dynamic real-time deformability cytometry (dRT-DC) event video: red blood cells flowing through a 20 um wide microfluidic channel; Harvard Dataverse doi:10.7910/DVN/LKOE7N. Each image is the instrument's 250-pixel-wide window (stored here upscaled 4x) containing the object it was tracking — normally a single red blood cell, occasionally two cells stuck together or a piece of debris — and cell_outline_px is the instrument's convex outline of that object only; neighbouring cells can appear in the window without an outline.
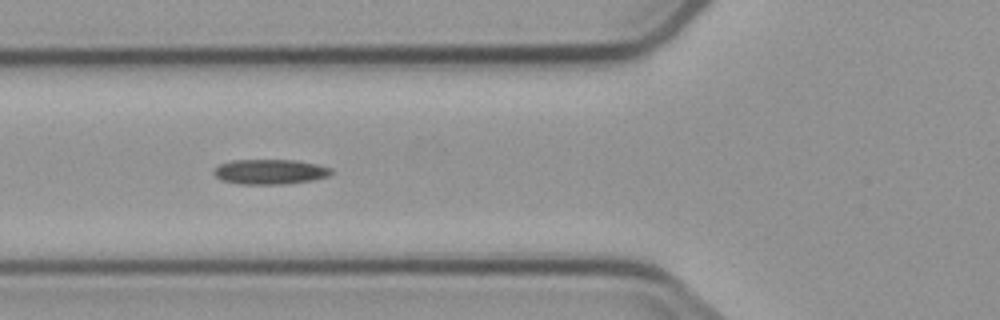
{"species": "common noctule bat (a hibernating species)", "species_latin": "Nyctalus noctula", "temperature_condition": "cold", "stored_images_in_passage": 8, "camera_frame_rate_fps": 3000, "um_per_image_px": 0.085, "animal": {"sex": "male", "body_mass_g": 23.1, "forearm_length_mm": 52.7}, "frame": {"image": 1, "passage_image": 5, "time_ms": 4.667, "image_size_px": [1000, 320], "cell_outline_px": [[332, 172], [328, 176], [312, 180], [288, 184], [240, 184], [220, 180], [212, 172], [220, 164], [232, 160], [296, 160], [316, 164], [332, 168]], "centroid_in_image_um": [22.94, 14.6], "position_along_channel_um": 102.9, "area_um2": 17.11}}
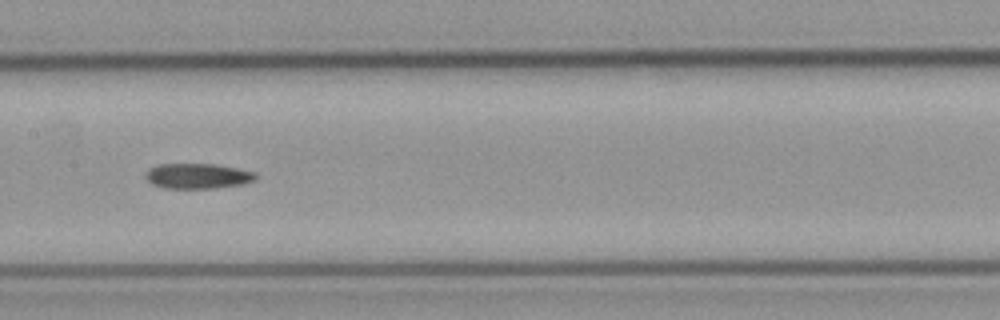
{"frame": {"image": 2, "passage_image": 7, "time_ms": 7.0, "image_size_px": [1000, 320], "cell_outline_px": [[256, 180], [244, 184], [212, 188], [164, 188], [152, 184], [148, 180], [148, 172], [152, 168], [160, 164], [216, 164], [256, 172]], "centroid_in_image_um": [16.88, 14.96], "position_along_channel_um": 190.5, "area_um2": 15.95}}
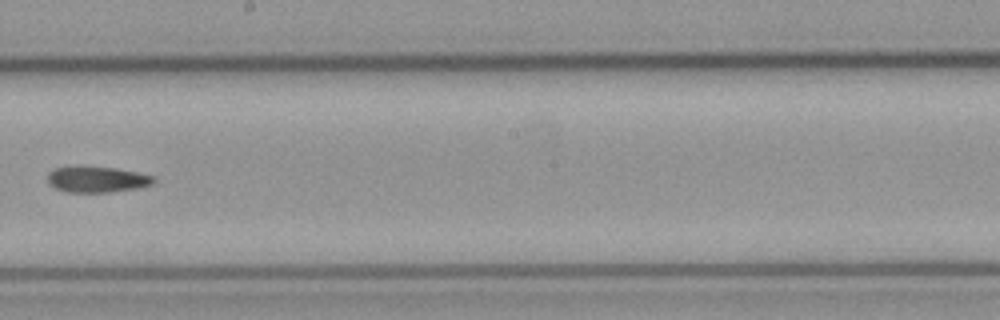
{"frame": {"image": 3, "passage_image": 8, "time_ms": 8.333, "image_size_px": [1000, 320], "cell_outline_px": [[156, 184], [136, 188], [108, 192], [68, 192], [56, 188], [48, 180], [48, 172], [56, 168], [116, 168], [156, 176]], "centroid_in_image_um": [8.34, 15.27], "position_along_channel_um": 239.9, "area_um2": 15.55}}